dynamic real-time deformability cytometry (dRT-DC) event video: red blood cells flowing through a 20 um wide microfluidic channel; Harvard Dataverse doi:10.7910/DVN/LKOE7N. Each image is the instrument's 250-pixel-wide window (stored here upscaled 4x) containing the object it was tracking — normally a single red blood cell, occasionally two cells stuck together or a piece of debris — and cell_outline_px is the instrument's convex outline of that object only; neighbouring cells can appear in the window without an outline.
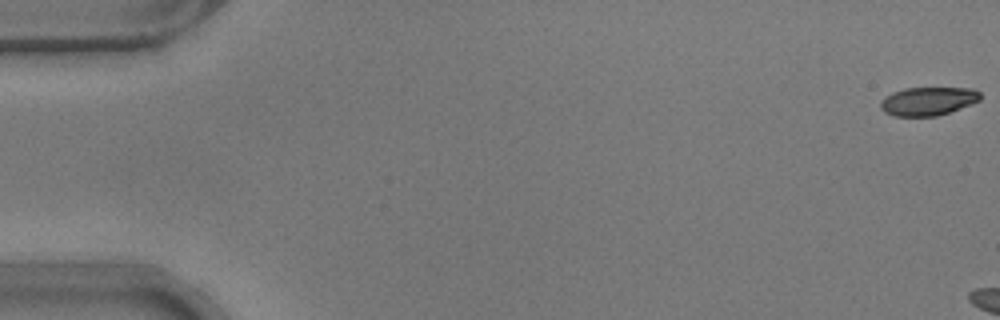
{"species": "common noctule bat (a hibernating species)", "species_latin": "Nyctalus noctula", "temperature_condition": "warm", "stored_images_in_passage": 5, "camera_frame_rate_fps": 3000, "um_per_image_px": 0.085, "animal": {"sex": "male", "body_mass_g": 17.9}, "frame": {"image": 1, "passage_image": 1, "time_ms": 0.0, "image_size_px": [1000, 320], "cell_outline_px": [[980, 100], [972, 104], [936, 116], [896, 116], [884, 112], [880, 108], [880, 100], [884, 96], [892, 92], [904, 88], [972, 88], [980, 92]], "centroid_in_image_um": [78.85, 8.59], "position_along_channel_um": 6.2, "area_um2": 16.59}}